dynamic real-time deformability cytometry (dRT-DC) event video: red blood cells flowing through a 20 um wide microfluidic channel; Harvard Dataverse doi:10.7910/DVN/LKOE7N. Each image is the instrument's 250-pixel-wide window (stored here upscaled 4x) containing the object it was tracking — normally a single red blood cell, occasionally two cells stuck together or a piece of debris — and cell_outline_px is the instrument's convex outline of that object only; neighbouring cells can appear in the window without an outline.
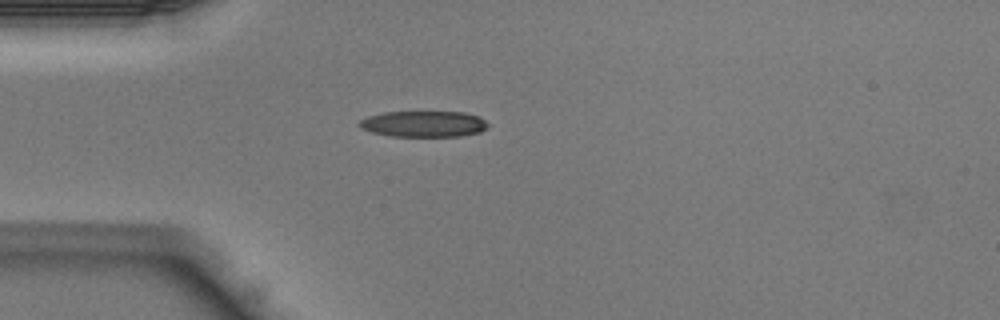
{"species": "Egyptian fruit bat (a non-hibernating species)", "species_latin": "Rousettus aegyptiacus", "temperature_condition": "warm", "stored_images_in_passage": 32, "camera_frame_rate_fps": 3000, "um_per_image_px": 0.085, "animal": {"sex": "male"}, "frame": {"image": 1, "passage_image": 1, "time_ms": 0.0, "image_size_px": [1000, 320], "cell_outline_px": [[488, 128], [480, 132], [460, 136], [392, 136], [372, 132], [360, 128], [356, 124], [360, 120], [368, 116], [384, 112], [464, 112], [480, 116], [488, 124]], "centroid_in_image_um": [36.01, 10.53], "position_along_channel_um": 49.0, "area_um2": 19.59}}
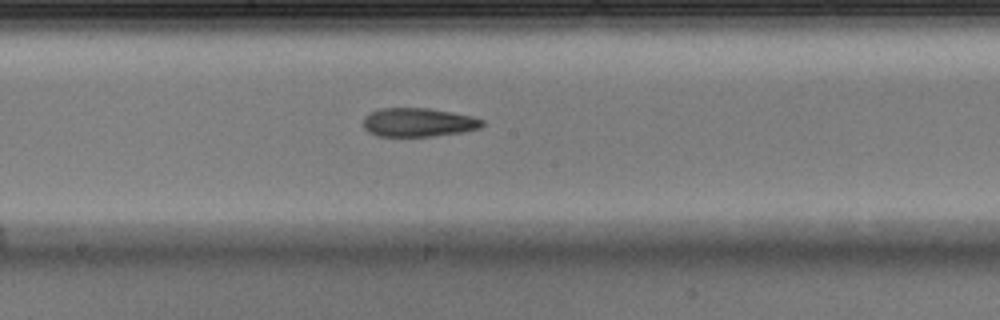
{"frame": {"image": 2, "passage_image": 12, "time_ms": 3.667, "image_size_px": [1000, 320], "cell_outline_px": [[484, 124], [480, 128], [464, 132], [432, 136], [376, 136], [368, 132], [364, 128], [364, 116], [380, 108], [428, 108], [452, 112], [472, 116], [484, 120]], "centroid_in_image_um": [35.57, 10.4], "position_along_channel_um": 212.6, "area_um2": 20.0}}
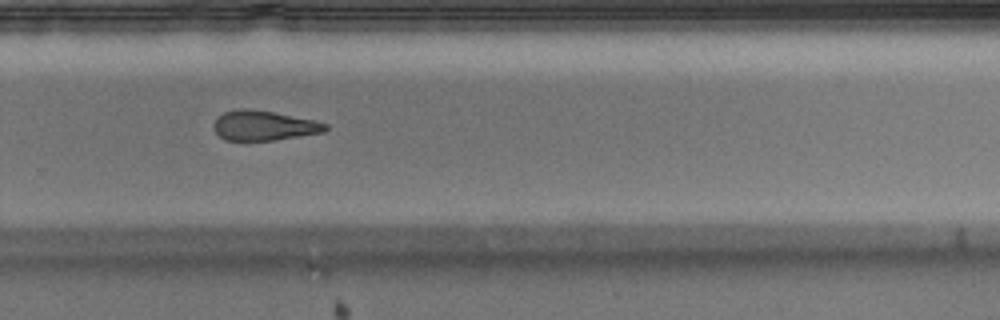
{"frame": {"image": 3, "passage_image": 18, "time_ms": 5.667, "image_size_px": [1000, 320], "cell_outline_px": [[328, 128], [324, 132], [272, 140], [224, 140], [216, 132], [212, 124], [216, 116], [224, 112], [272, 112], [316, 120], [328, 124]], "centroid_in_image_um": [22.46, 10.71], "position_along_channel_um": 307.3, "area_um2": 18.61}}